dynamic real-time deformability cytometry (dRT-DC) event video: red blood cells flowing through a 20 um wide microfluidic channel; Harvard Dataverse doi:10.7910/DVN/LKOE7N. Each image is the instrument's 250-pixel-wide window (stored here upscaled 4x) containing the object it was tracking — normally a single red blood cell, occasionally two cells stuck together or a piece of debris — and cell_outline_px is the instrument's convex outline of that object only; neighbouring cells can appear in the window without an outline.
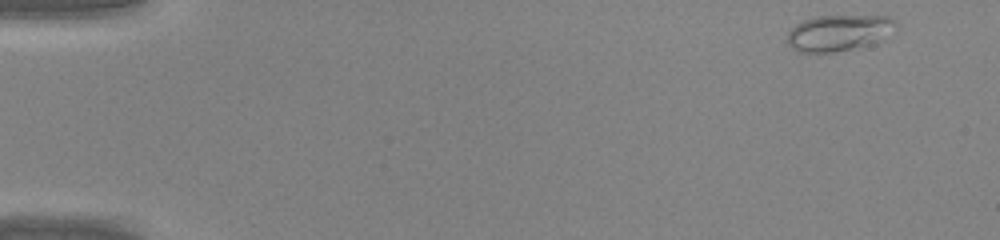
{"species": "common noctule bat (a hibernating species)", "species_latin": "Nyctalus noctula", "temperature_condition": "warm", "stored_images_in_passage": 43, "camera_frame_rate_fps": 3000, "um_per_image_px": 0.085, "animal": {"sex": "male", "body_mass_g": 20.0, "forearm_length_mm": 53.3}, "frame": {"image": 1, "passage_image": 1, "time_ms": 0.0, "image_size_px": [1000, 240], "cell_outline_px": [[896, 32], [872, 44], [832, 52], [796, 52], [784, 40], [788, 32], [796, 24], [812, 16], [888, 16], [896, 24]], "centroid_in_image_um": [71.27, 2.79], "position_along_channel_um": 13.7, "area_um2": 23.06}}
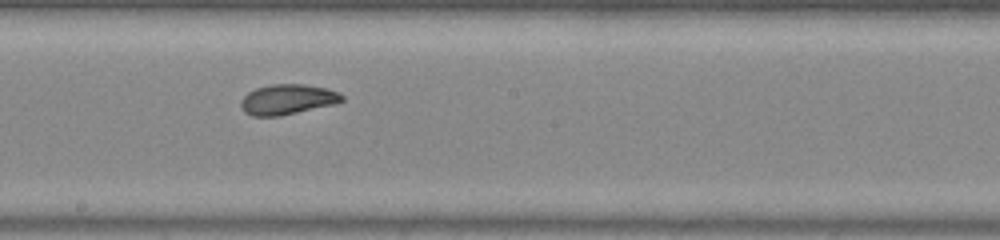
{"frame": {"image": 2, "passage_image": 24, "time_ms": 7.667, "image_size_px": [1000, 240], "cell_outline_px": [[344, 100], [336, 104], [280, 116], [252, 116], [244, 112], [240, 104], [240, 100], [248, 92], [256, 88], [272, 84], [304, 84], [328, 88], [344, 96]], "centroid_in_image_um": [24.44, 8.45], "position_along_channel_um": 223.8, "area_um2": 17.92}}
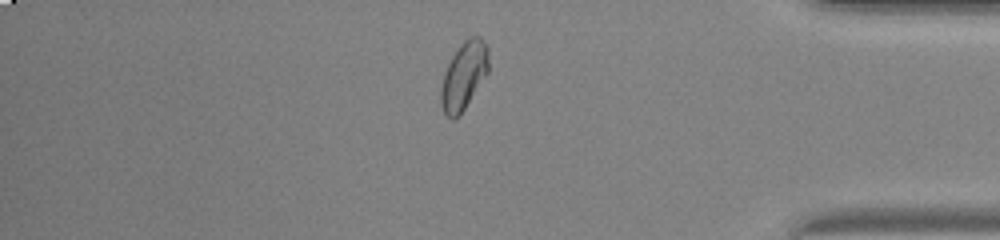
{"frame": {"image": 3, "passage_image": 37, "time_ms": 12.0, "image_size_px": [1000, 240], "cell_outline_px": [[488, 72], [464, 108], [452, 120], [444, 116], [440, 104], [440, 88], [444, 72], [452, 56], [460, 44], [468, 36], [480, 36], [488, 48]], "centroid_in_image_um": [39.4, 6.42], "position_along_channel_um": 395.8, "area_um2": 18.73}}